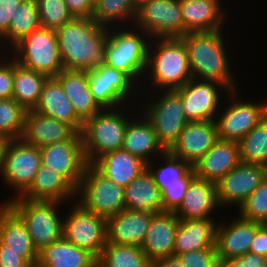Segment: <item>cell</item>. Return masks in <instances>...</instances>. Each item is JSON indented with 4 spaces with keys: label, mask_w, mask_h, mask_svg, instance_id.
<instances>
[{
    "label": "cell",
    "mask_w": 267,
    "mask_h": 267,
    "mask_svg": "<svg viewBox=\"0 0 267 267\" xmlns=\"http://www.w3.org/2000/svg\"><path fill=\"white\" fill-rule=\"evenodd\" d=\"M108 28L92 18H72L56 30L59 53L67 70H91L103 64Z\"/></svg>",
    "instance_id": "6da1fadb"
},
{
    "label": "cell",
    "mask_w": 267,
    "mask_h": 267,
    "mask_svg": "<svg viewBox=\"0 0 267 267\" xmlns=\"http://www.w3.org/2000/svg\"><path fill=\"white\" fill-rule=\"evenodd\" d=\"M134 118L131 117L126 125L122 149L148 164L166 150L158 142L152 123L145 115L141 113L138 119Z\"/></svg>",
    "instance_id": "4316f807"
},
{
    "label": "cell",
    "mask_w": 267,
    "mask_h": 267,
    "mask_svg": "<svg viewBox=\"0 0 267 267\" xmlns=\"http://www.w3.org/2000/svg\"><path fill=\"white\" fill-rule=\"evenodd\" d=\"M8 141L9 139L0 133V171L3 165L4 151Z\"/></svg>",
    "instance_id": "db71d44e"
},
{
    "label": "cell",
    "mask_w": 267,
    "mask_h": 267,
    "mask_svg": "<svg viewBox=\"0 0 267 267\" xmlns=\"http://www.w3.org/2000/svg\"><path fill=\"white\" fill-rule=\"evenodd\" d=\"M130 106L103 108L83 122L81 137L87 164H93L108 152L122 149L126 125L131 119Z\"/></svg>",
    "instance_id": "5b68a950"
},
{
    "label": "cell",
    "mask_w": 267,
    "mask_h": 267,
    "mask_svg": "<svg viewBox=\"0 0 267 267\" xmlns=\"http://www.w3.org/2000/svg\"><path fill=\"white\" fill-rule=\"evenodd\" d=\"M92 165L107 179L124 188L147 169L144 161L123 149L102 155Z\"/></svg>",
    "instance_id": "1f68e13d"
},
{
    "label": "cell",
    "mask_w": 267,
    "mask_h": 267,
    "mask_svg": "<svg viewBox=\"0 0 267 267\" xmlns=\"http://www.w3.org/2000/svg\"><path fill=\"white\" fill-rule=\"evenodd\" d=\"M240 162L238 142L218 139L192 168L196 177L216 183Z\"/></svg>",
    "instance_id": "d4e9b609"
},
{
    "label": "cell",
    "mask_w": 267,
    "mask_h": 267,
    "mask_svg": "<svg viewBox=\"0 0 267 267\" xmlns=\"http://www.w3.org/2000/svg\"><path fill=\"white\" fill-rule=\"evenodd\" d=\"M179 221L174 212L164 211L153 214L141 246L145 256L151 262L173 256Z\"/></svg>",
    "instance_id": "7402d4cb"
},
{
    "label": "cell",
    "mask_w": 267,
    "mask_h": 267,
    "mask_svg": "<svg viewBox=\"0 0 267 267\" xmlns=\"http://www.w3.org/2000/svg\"><path fill=\"white\" fill-rule=\"evenodd\" d=\"M217 140L215 121H192L185 125L179 138L168 151L193 166Z\"/></svg>",
    "instance_id": "d6986e66"
},
{
    "label": "cell",
    "mask_w": 267,
    "mask_h": 267,
    "mask_svg": "<svg viewBox=\"0 0 267 267\" xmlns=\"http://www.w3.org/2000/svg\"><path fill=\"white\" fill-rule=\"evenodd\" d=\"M217 209H220V206L216 183L195 176L174 213L179 220L206 219L213 218L211 215Z\"/></svg>",
    "instance_id": "603a6c76"
},
{
    "label": "cell",
    "mask_w": 267,
    "mask_h": 267,
    "mask_svg": "<svg viewBox=\"0 0 267 267\" xmlns=\"http://www.w3.org/2000/svg\"><path fill=\"white\" fill-rule=\"evenodd\" d=\"M40 27H42V25L36 0H24L12 15L8 31L0 40V46L9 47L10 45L7 49L10 51L21 39ZM1 42H3V44ZM6 43H8V45Z\"/></svg>",
    "instance_id": "d590c367"
},
{
    "label": "cell",
    "mask_w": 267,
    "mask_h": 267,
    "mask_svg": "<svg viewBox=\"0 0 267 267\" xmlns=\"http://www.w3.org/2000/svg\"><path fill=\"white\" fill-rule=\"evenodd\" d=\"M175 256L183 267H220L215 247L181 253Z\"/></svg>",
    "instance_id": "f6af8a7d"
},
{
    "label": "cell",
    "mask_w": 267,
    "mask_h": 267,
    "mask_svg": "<svg viewBox=\"0 0 267 267\" xmlns=\"http://www.w3.org/2000/svg\"><path fill=\"white\" fill-rule=\"evenodd\" d=\"M87 76L92 96L102 108L129 105V100L134 99L131 97L132 94L136 95L138 89L125 73L104 63L87 70Z\"/></svg>",
    "instance_id": "4fadbf2b"
},
{
    "label": "cell",
    "mask_w": 267,
    "mask_h": 267,
    "mask_svg": "<svg viewBox=\"0 0 267 267\" xmlns=\"http://www.w3.org/2000/svg\"><path fill=\"white\" fill-rule=\"evenodd\" d=\"M220 267H267V257L247 252L220 263Z\"/></svg>",
    "instance_id": "7dc6e473"
},
{
    "label": "cell",
    "mask_w": 267,
    "mask_h": 267,
    "mask_svg": "<svg viewBox=\"0 0 267 267\" xmlns=\"http://www.w3.org/2000/svg\"><path fill=\"white\" fill-rule=\"evenodd\" d=\"M266 177V166L240 162L216 182L217 200L221 210L226 206L231 208L236 205L239 208Z\"/></svg>",
    "instance_id": "e0dca14e"
},
{
    "label": "cell",
    "mask_w": 267,
    "mask_h": 267,
    "mask_svg": "<svg viewBox=\"0 0 267 267\" xmlns=\"http://www.w3.org/2000/svg\"><path fill=\"white\" fill-rule=\"evenodd\" d=\"M63 204L59 201H32L22 197L6 203L25 224L38 252L62 238L63 218L58 208Z\"/></svg>",
    "instance_id": "8992f818"
},
{
    "label": "cell",
    "mask_w": 267,
    "mask_h": 267,
    "mask_svg": "<svg viewBox=\"0 0 267 267\" xmlns=\"http://www.w3.org/2000/svg\"><path fill=\"white\" fill-rule=\"evenodd\" d=\"M161 156L160 158L157 157L158 160L163 159L162 163H160V160L157 163L159 166L155 165L154 160H152L147 164V169L151 173L155 184L162 192L165 189V185L181 184V177L192 166L188 162L173 156L168 150Z\"/></svg>",
    "instance_id": "ab89813d"
},
{
    "label": "cell",
    "mask_w": 267,
    "mask_h": 267,
    "mask_svg": "<svg viewBox=\"0 0 267 267\" xmlns=\"http://www.w3.org/2000/svg\"><path fill=\"white\" fill-rule=\"evenodd\" d=\"M40 149L41 164L63 176L76 190L87 164L81 133Z\"/></svg>",
    "instance_id": "9a60e30c"
},
{
    "label": "cell",
    "mask_w": 267,
    "mask_h": 267,
    "mask_svg": "<svg viewBox=\"0 0 267 267\" xmlns=\"http://www.w3.org/2000/svg\"><path fill=\"white\" fill-rule=\"evenodd\" d=\"M134 9L137 11L140 9L143 5L148 3L150 0H130Z\"/></svg>",
    "instance_id": "11a10c76"
},
{
    "label": "cell",
    "mask_w": 267,
    "mask_h": 267,
    "mask_svg": "<svg viewBox=\"0 0 267 267\" xmlns=\"http://www.w3.org/2000/svg\"><path fill=\"white\" fill-rule=\"evenodd\" d=\"M75 204L68 215L63 214L66 216H63L62 237L98 258L106 245L107 219L89 212L76 201Z\"/></svg>",
    "instance_id": "7c38bea8"
},
{
    "label": "cell",
    "mask_w": 267,
    "mask_h": 267,
    "mask_svg": "<svg viewBox=\"0 0 267 267\" xmlns=\"http://www.w3.org/2000/svg\"><path fill=\"white\" fill-rule=\"evenodd\" d=\"M0 242L4 250L20 253L21 257L36 267L39 252L25 224L6 204H0Z\"/></svg>",
    "instance_id": "484cf974"
},
{
    "label": "cell",
    "mask_w": 267,
    "mask_h": 267,
    "mask_svg": "<svg viewBox=\"0 0 267 267\" xmlns=\"http://www.w3.org/2000/svg\"><path fill=\"white\" fill-rule=\"evenodd\" d=\"M192 78L188 51L180 37L151 38L143 81L151 80L152 94L154 90H176Z\"/></svg>",
    "instance_id": "3957f363"
},
{
    "label": "cell",
    "mask_w": 267,
    "mask_h": 267,
    "mask_svg": "<svg viewBox=\"0 0 267 267\" xmlns=\"http://www.w3.org/2000/svg\"><path fill=\"white\" fill-rule=\"evenodd\" d=\"M36 267H97V258L62 237L39 251Z\"/></svg>",
    "instance_id": "d6a6232c"
},
{
    "label": "cell",
    "mask_w": 267,
    "mask_h": 267,
    "mask_svg": "<svg viewBox=\"0 0 267 267\" xmlns=\"http://www.w3.org/2000/svg\"><path fill=\"white\" fill-rule=\"evenodd\" d=\"M24 0H0V40L7 33L12 15Z\"/></svg>",
    "instance_id": "c3c4849f"
},
{
    "label": "cell",
    "mask_w": 267,
    "mask_h": 267,
    "mask_svg": "<svg viewBox=\"0 0 267 267\" xmlns=\"http://www.w3.org/2000/svg\"><path fill=\"white\" fill-rule=\"evenodd\" d=\"M47 76L28 69L14 59L13 95L26 110H33L37 105Z\"/></svg>",
    "instance_id": "e575fe53"
},
{
    "label": "cell",
    "mask_w": 267,
    "mask_h": 267,
    "mask_svg": "<svg viewBox=\"0 0 267 267\" xmlns=\"http://www.w3.org/2000/svg\"><path fill=\"white\" fill-rule=\"evenodd\" d=\"M0 267H33L20 253L11 250H4L0 242Z\"/></svg>",
    "instance_id": "f907efd6"
},
{
    "label": "cell",
    "mask_w": 267,
    "mask_h": 267,
    "mask_svg": "<svg viewBox=\"0 0 267 267\" xmlns=\"http://www.w3.org/2000/svg\"><path fill=\"white\" fill-rule=\"evenodd\" d=\"M221 30L190 32L180 38L188 51L192 77L215 81L222 84L226 90L233 91L237 90V86L229 64L228 53L225 50L227 48L225 47V37Z\"/></svg>",
    "instance_id": "7a4b0ae2"
},
{
    "label": "cell",
    "mask_w": 267,
    "mask_h": 267,
    "mask_svg": "<svg viewBox=\"0 0 267 267\" xmlns=\"http://www.w3.org/2000/svg\"><path fill=\"white\" fill-rule=\"evenodd\" d=\"M41 166L40 149L23 142L21 139L9 140L6 144L3 165L0 171L2 179L16 193L8 201L21 197L32 184L35 174Z\"/></svg>",
    "instance_id": "30bf717a"
},
{
    "label": "cell",
    "mask_w": 267,
    "mask_h": 267,
    "mask_svg": "<svg viewBox=\"0 0 267 267\" xmlns=\"http://www.w3.org/2000/svg\"><path fill=\"white\" fill-rule=\"evenodd\" d=\"M157 95L155 101L145 103L139 111L152 123L158 142L167 151L177 141L188 120L176 90H162Z\"/></svg>",
    "instance_id": "9c48e42d"
},
{
    "label": "cell",
    "mask_w": 267,
    "mask_h": 267,
    "mask_svg": "<svg viewBox=\"0 0 267 267\" xmlns=\"http://www.w3.org/2000/svg\"><path fill=\"white\" fill-rule=\"evenodd\" d=\"M249 252L267 257V223H263L256 230Z\"/></svg>",
    "instance_id": "816d5d0a"
},
{
    "label": "cell",
    "mask_w": 267,
    "mask_h": 267,
    "mask_svg": "<svg viewBox=\"0 0 267 267\" xmlns=\"http://www.w3.org/2000/svg\"><path fill=\"white\" fill-rule=\"evenodd\" d=\"M33 110L69 123L79 133L82 131L83 121L74 112L70 100L55 77H49L44 82L39 101Z\"/></svg>",
    "instance_id": "f1b7e54d"
},
{
    "label": "cell",
    "mask_w": 267,
    "mask_h": 267,
    "mask_svg": "<svg viewBox=\"0 0 267 267\" xmlns=\"http://www.w3.org/2000/svg\"><path fill=\"white\" fill-rule=\"evenodd\" d=\"M238 90L228 91L229 104L215 119L218 139L239 142L253 127L267 116V101L242 100ZM235 96V97H234ZM239 96V98H238ZM235 98V99H234ZM231 104V105H230ZM221 114V115H220Z\"/></svg>",
    "instance_id": "8fae6325"
},
{
    "label": "cell",
    "mask_w": 267,
    "mask_h": 267,
    "mask_svg": "<svg viewBox=\"0 0 267 267\" xmlns=\"http://www.w3.org/2000/svg\"><path fill=\"white\" fill-rule=\"evenodd\" d=\"M10 53V56L23 67L44 74L48 78L56 77L64 69L56 30L53 29L40 27L34 30L15 44Z\"/></svg>",
    "instance_id": "52a82bcc"
},
{
    "label": "cell",
    "mask_w": 267,
    "mask_h": 267,
    "mask_svg": "<svg viewBox=\"0 0 267 267\" xmlns=\"http://www.w3.org/2000/svg\"><path fill=\"white\" fill-rule=\"evenodd\" d=\"M55 78L83 122L103 109L89 89L87 70L63 69Z\"/></svg>",
    "instance_id": "83f0119b"
},
{
    "label": "cell",
    "mask_w": 267,
    "mask_h": 267,
    "mask_svg": "<svg viewBox=\"0 0 267 267\" xmlns=\"http://www.w3.org/2000/svg\"><path fill=\"white\" fill-rule=\"evenodd\" d=\"M21 197L32 201L68 203L76 200V189L63 176L41 164L29 189Z\"/></svg>",
    "instance_id": "f546056e"
},
{
    "label": "cell",
    "mask_w": 267,
    "mask_h": 267,
    "mask_svg": "<svg viewBox=\"0 0 267 267\" xmlns=\"http://www.w3.org/2000/svg\"><path fill=\"white\" fill-rule=\"evenodd\" d=\"M154 213L124 208L107 218L106 243L142 246Z\"/></svg>",
    "instance_id": "ffe728a7"
},
{
    "label": "cell",
    "mask_w": 267,
    "mask_h": 267,
    "mask_svg": "<svg viewBox=\"0 0 267 267\" xmlns=\"http://www.w3.org/2000/svg\"><path fill=\"white\" fill-rule=\"evenodd\" d=\"M1 58L2 56L0 57V99H10L13 95L14 58L9 55L8 60Z\"/></svg>",
    "instance_id": "bcb514c9"
},
{
    "label": "cell",
    "mask_w": 267,
    "mask_h": 267,
    "mask_svg": "<svg viewBox=\"0 0 267 267\" xmlns=\"http://www.w3.org/2000/svg\"><path fill=\"white\" fill-rule=\"evenodd\" d=\"M134 26L151 38L183 36L179 0H150L137 10Z\"/></svg>",
    "instance_id": "5bb4252c"
},
{
    "label": "cell",
    "mask_w": 267,
    "mask_h": 267,
    "mask_svg": "<svg viewBox=\"0 0 267 267\" xmlns=\"http://www.w3.org/2000/svg\"><path fill=\"white\" fill-rule=\"evenodd\" d=\"M124 27L108 28L103 63L125 73L139 87L147 69L151 37L133 25Z\"/></svg>",
    "instance_id": "277c9868"
},
{
    "label": "cell",
    "mask_w": 267,
    "mask_h": 267,
    "mask_svg": "<svg viewBox=\"0 0 267 267\" xmlns=\"http://www.w3.org/2000/svg\"><path fill=\"white\" fill-rule=\"evenodd\" d=\"M93 5L97 3L98 0H90Z\"/></svg>",
    "instance_id": "9f6ffc18"
},
{
    "label": "cell",
    "mask_w": 267,
    "mask_h": 267,
    "mask_svg": "<svg viewBox=\"0 0 267 267\" xmlns=\"http://www.w3.org/2000/svg\"><path fill=\"white\" fill-rule=\"evenodd\" d=\"M97 267H151L141 246L106 243L97 258Z\"/></svg>",
    "instance_id": "8d00e7d4"
},
{
    "label": "cell",
    "mask_w": 267,
    "mask_h": 267,
    "mask_svg": "<svg viewBox=\"0 0 267 267\" xmlns=\"http://www.w3.org/2000/svg\"><path fill=\"white\" fill-rule=\"evenodd\" d=\"M239 217L261 223H267V177L246 198L238 208Z\"/></svg>",
    "instance_id": "b9f144b4"
},
{
    "label": "cell",
    "mask_w": 267,
    "mask_h": 267,
    "mask_svg": "<svg viewBox=\"0 0 267 267\" xmlns=\"http://www.w3.org/2000/svg\"><path fill=\"white\" fill-rule=\"evenodd\" d=\"M124 201L125 208L129 210L164 212L161 191L148 169L125 187Z\"/></svg>",
    "instance_id": "836d02e7"
},
{
    "label": "cell",
    "mask_w": 267,
    "mask_h": 267,
    "mask_svg": "<svg viewBox=\"0 0 267 267\" xmlns=\"http://www.w3.org/2000/svg\"><path fill=\"white\" fill-rule=\"evenodd\" d=\"M78 131L69 123L58 121L34 110H27L20 139L37 148L73 138Z\"/></svg>",
    "instance_id": "44dd1931"
},
{
    "label": "cell",
    "mask_w": 267,
    "mask_h": 267,
    "mask_svg": "<svg viewBox=\"0 0 267 267\" xmlns=\"http://www.w3.org/2000/svg\"><path fill=\"white\" fill-rule=\"evenodd\" d=\"M221 90L225 91L224 95L228 92L220 83L196 78L190 79L182 87L176 89L188 122L215 121L221 106L219 102L222 98Z\"/></svg>",
    "instance_id": "2e32d148"
},
{
    "label": "cell",
    "mask_w": 267,
    "mask_h": 267,
    "mask_svg": "<svg viewBox=\"0 0 267 267\" xmlns=\"http://www.w3.org/2000/svg\"><path fill=\"white\" fill-rule=\"evenodd\" d=\"M26 113L15 99H0V133L9 140L20 139Z\"/></svg>",
    "instance_id": "60d3db41"
},
{
    "label": "cell",
    "mask_w": 267,
    "mask_h": 267,
    "mask_svg": "<svg viewBox=\"0 0 267 267\" xmlns=\"http://www.w3.org/2000/svg\"><path fill=\"white\" fill-rule=\"evenodd\" d=\"M136 13L130 0H98L94 5L92 19L107 28L118 27L121 22L122 26L128 21L130 24L125 23L126 27L134 24Z\"/></svg>",
    "instance_id": "74e56055"
},
{
    "label": "cell",
    "mask_w": 267,
    "mask_h": 267,
    "mask_svg": "<svg viewBox=\"0 0 267 267\" xmlns=\"http://www.w3.org/2000/svg\"><path fill=\"white\" fill-rule=\"evenodd\" d=\"M240 161L267 167V116L239 142Z\"/></svg>",
    "instance_id": "f35d334b"
},
{
    "label": "cell",
    "mask_w": 267,
    "mask_h": 267,
    "mask_svg": "<svg viewBox=\"0 0 267 267\" xmlns=\"http://www.w3.org/2000/svg\"><path fill=\"white\" fill-rule=\"evenodd\" d=\"M216 227L214 218L180 220L173 255L215 247Z\"/></svg>",
    "instance_id": "4dcf8cb0"
},
{
    "label": "cell",
    "mask_w": 267,
    "mask_h": 267,
    "mask_svg": "<svg viewBox=\"0 0 267 267\" xmlns=\"http://www.w3.org/2000/svg\"><path fill=\"white\" fill-rule=\"evenodd\" d=\"M183 19V36L190 32L223 29L226 12L221 0H179ZM223 27V28H222Z\"/></svg>",
    "instance_id": "cb8c5ba5"
},
{
    "label": "cell",
    "mask_w": 267,
    "mask_h": 267,
    "mask_svg": "<svg viewBox=\"0 0 267 267\" xmlns=\"http://www.w3.org/2000/svg\"><path fill=\"white\" fill-rule=\"evenodd\" d=\"M36 3L43 28L57 30L73 18L64 0H36Z\"/></svg>",
    "instance_id": "7bdbcfd3"
},
{
    "label": "cell",
    "mask_w": 267,
    "mask_h": 267,
    "mask_svg": "<svg viewBox=\"0 0 267 267\" xmlns=\"http://www.w3.org/2000/svg\"><path fill=\"white\" fill-rule=\"evenodd\" d=\"M124 192V187L107 179L92 164H88L76 190V201L89 212L107 219L125 208Z\"/></svg>",
    "instance_id": "ba28073f"
},
{
    "label": "cell",
    "mask_w": 267,
    "mask_h": 267,
    "mask_svg": "<svg viewBox=\"0 0 267 267\" xmlns=\"http://www.w3.org/2000/svg\"><path fill=\"white\" fill-rule=\"evenodd\" d=\"M73 18H92L94 5L90 0H64Z\"/></svg>",
    "instance_id": "681fc988"
},
{
    "label": "cell",
    "mask_w": 267,
    "mask_h": 267,
    "mask_svg": "<svg viewBox=\"0 0 267 267\" xmlns=\"http://www.w3.org/2000/svg\"><path fill=\"white\" fill-rule=\"evenodd\" d=\"M237 217L226 223L217 222L215 248L219 263L249 252L256 230L263 224Z\"/></svg>",
    "instance_id": "ac0fdd59"
},
{
    "label": "cell",
    "mask_w": 267,
    "mask_h": 267,
    "mask_svg": "<svg viewBox=\"0 0 267 267\" xmlns=\"http://www.w3.org/2000/svg\"><path fill=\"white\" fill-rule=\"evenodd\" d=\"M195 177L191 167L182 177L181 184L165 185L161 192L164 211L174 212L182 202L190 181Z\"/></svg>",
    "instance_id": "ee69618b"
},
{
    "label": "cell",
    "mask_w": 267,
    "mask_h": 267,
    "mask_svg": "<svg viewBox=\"0 0 267 267\" xmlns=\"http://www.w3.org/2000/svg\"><path fill=\"white\" fill-rule=\"evenodd\" d=\"M151 267H183V266L175 256H171L152 261Z\"/></svg>",
    "instance_id": "f5cc1de1"
}]
</instances>
